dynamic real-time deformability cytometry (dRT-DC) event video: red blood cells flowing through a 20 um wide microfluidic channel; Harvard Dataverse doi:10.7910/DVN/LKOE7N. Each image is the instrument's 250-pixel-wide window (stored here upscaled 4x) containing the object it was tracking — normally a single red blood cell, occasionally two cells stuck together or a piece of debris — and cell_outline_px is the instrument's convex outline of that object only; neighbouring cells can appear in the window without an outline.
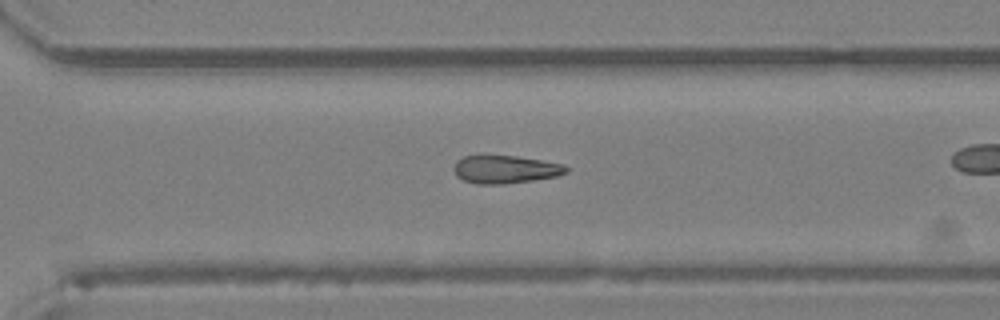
{"species": "Egyptian fruit bat (a non-hibernating species)", "species_latin": "Rousettus aegyptiacus", "temperature_condition": "room temperature", "stored_images_in_passage": 30, "camera_frame_rate_fps": 3000, "um_per_image_px": 0.085, "animal": {"sex": "female"}, "frame": {"image": 1, "passage_image": 26, "time_ms": 8.333, "image_size_px": [1000, 320], "cell_outline_px": [[572, 168], [568, 172], [556, 176], [532, 180], [504, 184], [476, 184], [464, 180], [456, 176], [452, 168], [456, 160], [464, 156], [484, 152], [516, 156], [564, 164]], "centroid_in_image_um": [42.89, 14.35], "position_along_channel_um": 327.7, "area_um2": 19.13}}